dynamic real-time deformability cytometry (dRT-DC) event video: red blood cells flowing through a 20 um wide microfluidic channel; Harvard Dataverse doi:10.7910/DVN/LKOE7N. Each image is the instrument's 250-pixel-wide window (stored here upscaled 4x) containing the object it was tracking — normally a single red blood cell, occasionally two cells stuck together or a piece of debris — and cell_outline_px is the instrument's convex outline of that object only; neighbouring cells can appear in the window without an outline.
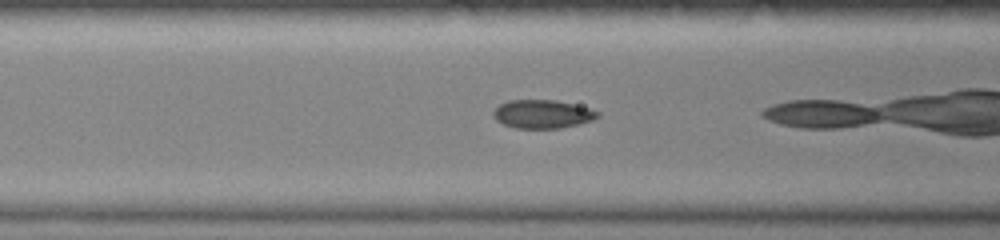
{"species": "common noctule bat (a hibernating species)", "species_latin": "Nyctalus noctula", "temperature_condition": "warm", "stored_images_in_passage": 32, "camera_frame_rate_fps": 3000, "um_per_image_px": 0.085, "animal": {"sex": "female", "body_mass_g": 19.0, "forearm_length_mm": 51.5}, "frame": {"image": 1, "passage_image": 18, "time_ms": 5.667, "image_size_px": [1000, 240], "cell_outline_px": [[600, 116], [592, 120], [580, 124], [560, 128], [516, 128], [504, 124], [496, 120], [492, 116], [492, 112], [500, 104], [508, 100], [556, 100], [588, 108], [600, 112]], "centroid_in_image_um": [46.1, 9.7], "position_along_channel_um": 120.5, "area_um2": 17.28}}
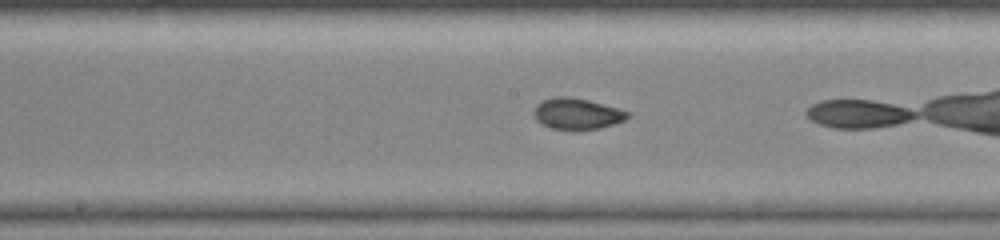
{"frame": {"image": 2, "passage_image": 24, "time_ms": 7.667, "image_size_px": [1000, 240], "cell_outline_px": [[632, 116], [624, 120], [600, 128], [548, 128], [540, 124], [536, 120], [532, 112], [536, 104], [552, 96], [568, 96], [588, 100], [620, 108], [632, 112]], "centroid_in_image_um": [49.05, 9.64], "position_along_channel_um": 199.2, "area_um2": 17.05}}